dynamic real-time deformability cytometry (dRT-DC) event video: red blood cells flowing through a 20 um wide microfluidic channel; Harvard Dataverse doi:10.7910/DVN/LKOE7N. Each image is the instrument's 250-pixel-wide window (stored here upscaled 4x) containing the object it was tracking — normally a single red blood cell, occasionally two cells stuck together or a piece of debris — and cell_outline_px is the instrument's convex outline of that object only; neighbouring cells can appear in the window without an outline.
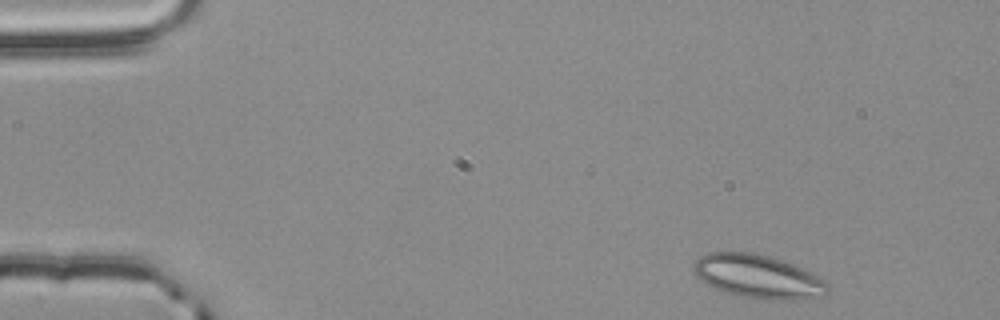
{"species": "common noctule bat (a hibernating species)", "species_latin": "Nyctalus noctula", "temperature_condition": "room temperature", "stored_images_in_passage": 3, "camera_frame_rate_fps": 3000, "um_per_image_px": 0.085, "animal": {"sex": "male", "body_mass_g": 20.4}, "frame": {"image": 1, "passage_image": 1, "time_ms": 0.0, "image_size_px": [1000, 320], "cell_outline_px": [[828, 292], [824, 296], [792, 300], [768, 300], [740, 296], [724, 292], [700, 280], [692, 272], [692, 268], [696, 260], [700, 256], [708, 252], [752, 252], [768, 256], [804, 268], [812, 272], [824, 280], [828, 284]], "centroid_in_image_um": [64.43, 23.51], "position_along_channel_um": 20.6, "area_um2": 34.16}}